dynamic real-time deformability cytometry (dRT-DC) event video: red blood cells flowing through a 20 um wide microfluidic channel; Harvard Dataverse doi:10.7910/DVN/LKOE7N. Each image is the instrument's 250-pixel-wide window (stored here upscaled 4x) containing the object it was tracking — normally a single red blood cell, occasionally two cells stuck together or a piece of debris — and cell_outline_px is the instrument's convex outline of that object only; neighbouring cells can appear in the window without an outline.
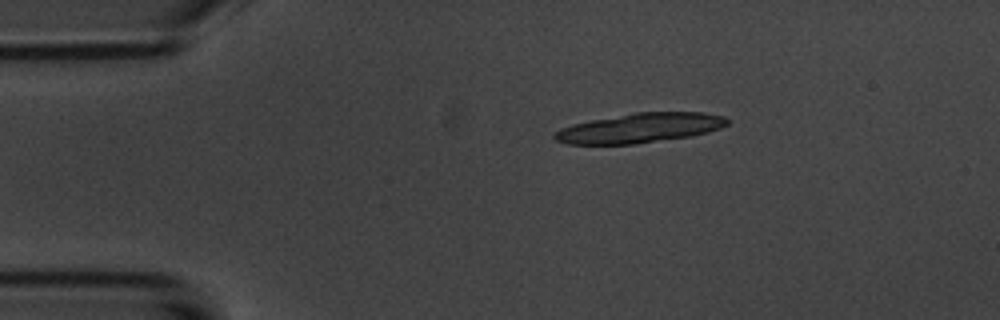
{"species": "common noctule bat (a hibernating species)", "species_latin": "Nyctalus noctula", "temperature_condition": "room temperature", "stored_images_in_passage": 4, "camera_frame_rate_fps": 3000, "um_per_image_px": 0.085, "animal": {"sex": "male", "body_mass_g": 20.1, "forearm_length_mm": 53.5}, "frame": {"image": 1, "passage_image": 1, "time_ms": 0.0, "image_size_px": [1000, 320], "cell_outline_px": [[728, 124], [720, 128], [708, 132], [692, 136], [636, 144], [568, 144], [556, 140], [552, 136], [560, 128], [572, 124], [592, 120], [636, 112], [704, 112], [724, 116], [728, 120]], "centroid_in_image_um": [54.41, 10.88], "position_along_channel_um": 30.6, "area_um2": 29.77}}